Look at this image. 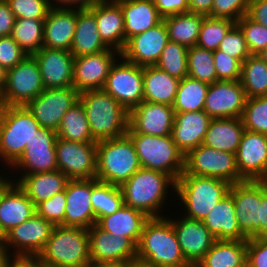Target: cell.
Wrapping results in <instances>:
<instances>
[{
  "instance_id": "6da1fadb",
  "label": "cell",
  "mask_w": 267,
  "mask_h": 267,
  "mask_svg": "<svg viewBox=\"0 0 267 267\" xmlns=\"http://www.w3.org/2000/svg\"><path fill=\"white\" fill-rule=\"evenodd\" d=\"M120 189L125 206L137 209L149 218L164 217L170 214L164 213V208L173 205H168V196L175 200L176 182L163 172L140 168Z\"/></svg>"
},
{
  "instance_id": "7a4b0ae2",
  "label": "cell",
  "mask_w": 267,
  "mask_h": 267,
  "mask_svg": "<svg viewBox=\"0 0 267 267\" xmlns=\"http://www.w3.org/2000/svg\"><path fill=\"white\" fill-rule=\"evenodd\" d=\"M136 260L154 267H188L171 221L166 217L149 218L137 245Z\"/></svg>"
},
{
  "instance_id": "3957f363",
  "label": "cell",
  "mask_w": 267,
  "mask_h": 267,
  "mask_svg": "<svg viewBox=\"0 0 267 267\" xmlns=\"http://www.w3.org/2000/svg\"><path fill=\"white\" fill-rule=\"evenodd\" d=\"M95 142L126 135L129 127V112L103 89L79 93Z\"/></svg>"
},
{
  "instance_id": "277c9868",
  "label": "cell",
  "mask_w": 267,
  "mask_h": 267,
  "mask_svg": "<svg viewBox=\"0 0 267 267\" xmlns=\"http://www.w3.org/2000/svg\"><path fill=\"white\" fill-rule=\"evenodd\" d=\"M230 186V183L221 179L184 171L176 181L175 198L179 204L175 206H181L179 210L182 211L178 212L184 217L203 221L215 204L229 193Z\"/></svg>"
},
{
  "instance_id": "5b68a950",
  "label": "cell",
  "mask_w": 267,
  "mask_h": 267,
  "mask_svg": "<svg viewBox=\"0 0 267 267\" xmlns=\"http://www.w3.org/2000/svg\"><path fill=\"white\" fill-rule=\"evenodd\" d=\"M37 259L47 267H89L88 229L55 226Z\"/></svg>"
},
{
  "instance_id": "8992f818",
  "label": "cell",
  "mask_w": 267,
  "mask_h": 267,
  "mask_svg": "<svg viewBox=\"0 0 267 267\" xmlns=\"http://www.w3.org/2000/svg\"><path fill=\"white\" fill-rule=\"evenodd\" d=\"M40 128L26 106H0V167L9 168Z\"/></svg>"
},
{
  "instance_id": "52a82bcc",
  "label": "cell",
  "mask_w": 267,
  "mask_h": 267,
  "mask_svg": "<svg viewBox=\"0 0 267 267\" xmlns=\"http://www.w3.org/2000/svg\"><path fill=\"white\" fill-rule=\"evenodd\" d=\"M96 146V179L101 182L121 186L141 168L134 143L127 134L99 141Z\"/></svg>"
},
{
  "instance_id": "ba28073f",
  "label": "cell",
  "mask_w": 267,
  "mask_h": 267,
  "mask_svg": "<svg viewBox=\"0 0 267 267\" xmlns=\"http://www.w3.org/2000/svg\"><path fill=\"white\" fill-rule=\"evenodd\" d=\"M126 134L134 143L141 168L160 171L175 182L178 180L184 172L185 156L174 143L172 135L136 133L130 126Z\"/></svg>"
},
{
  "instance_id": "9c48e42d",
  "label": "cell",
  "mask_w": 267,
  "mask_h": 267,
  "mask_svg": "<svg viewBox=\"0 0 267 267\" xmlns=\"http://www.w3.org/2000/svg\"><path fill=\"white\" fill-rule=\"evenodd\" d=\"M44 89L38 63L32 55H27L7 70L6 83L0 94L1 106H26Z\"/></svg>"
},
{
  "instance_id": "30bf717a",
  "label": "cell",
  "mask_w": 267,
  "mask_h": 267,
  "mask_svg": "<svg viewBox=\"0 0 267 267\" xmlns=\"http://www.w3.org/2000/svg\"><path fill=\"white\" fill-rule=\"evenodd\" d=\"M187 174L207 176L235 184L245 181L238 172L236 155L203 144L191 150L185 156Z\"/></svg>"
},
{
  "instance_id": "8fae6325",
  "label": "cell",
  "mask_w": 267,
  "mask_h": 267,
  "mask_svg": "<svg viewBox=\"0 0 267 267\" xmlns=\"http://www.w3.org/2000/svg\"><path fill=\"white\" fill-rule=\"evenodd\" d=\"M54 225L35 213L4 235L3 246L9 257L37 258L46 246Z\"/></svg>"
},
{
  "instance_id": "7c38bea8",
  "label": "cell",
  "mask_w": 267,
  "mask_h": 267,
  "mask_svg": "<svg viewBox=\"0 0 267 267\" xmlns=\"http://www.w3.org/2000/svg\"><path fill=\"white\" fill-rule=\"evenodd\" d=\"M57 138V131L40 127L30 145H26L22 155L8 168L12 171L11 175L25 176L58 170L55 148Z\"/></svg>"
},
{
  "instance_id": "4fadbf2b",
  "label": "cell",
  "mask_w": 267,
  "mask_h": 267,
  "mask_svg": "<svg viewBox=\"0 0 267 267\" xmlns=\"http://www.w3.org/2000/svg\"><path fill=\"white\" fill-rule=\"evenodd\" d=\"M103 90L130 112L143 101V66L119 56L110 69Z\"/></svg>"
},
{
  "instance_id": "5bb4252c",
  "label": "cell",
  "mask_w": 267,
  "mask_h": 267,
  "mask_svg": "<svg viewBox=\"0 0 267 267\" xmlns=\"http://www.w3.org/2000/svg\"><path fill=\"white\" fill-rule=\"evenodd\" d=\"M97 142H73L57 138V168L70 180L93 179L97 172Z\"/></svg>"
},
{
  "instance_id": "9a60e30c",
  "label": "cell",
  "mask_w": 267,
  "mask_h": 267,
  "mask_svg": "<svg viewBox=\"0 0 267 267\" xmlns=\"http://www.w3.org/2000/svg\"><path fill=\"white\" fill-rule=\"evenodd\" d=\"M79 92L73 87L47 88L27 105L40 127L59 129L64 114L78 101Z\"/></svg>"
},
{
  "instance_id": "2e32d148",
  "label": "cell",
  "mask_w": 267,
  "mask_h": 267,
  "mask_svg": "<svg viewBox=\"0 0 267 267\" xmlns=\"http://www.w3.org/2000/svg\"><path fill=\"white\" fill-rule=\"evenodd\" d=\"M235 216L241 232L247 238L260 237L261 181L245 180L230 186Z\"/></svg>"
},
{
  "instance_id": "e0dca14e",
  "label": "cell",
  "mask_w": 267,
  "mask_h": 267,
  "mask_svg": "<svg viewBox=\"0 0 267 267\" xmlns=\"http://www.w3.org/2000/svg\"><path fill=\"white\" fill-rule=\"evenodd\" d=\"M166 217L173 225L186 261L190 265H197L211 249L216 238L210 233L203 221L186 218L180 212L179 216L177 213L174 217L172 214L170 217L167 214Z\"/></svg>"
},
{
  "instance_id": "ac0fdd59",
  "label": "cell",
  "mask_w": 267,
  "mask_h": 267,
  "mask_svg": "<svg viewBox=\"0 0 267 267\" xmlns=\"http://www.w3.org/2000/svg\"><path fill=\"white\" fill-rule=\"evenodd\" d=\"M118 56H121V52L110 48L96 54L74 57L73 87L79 93L103 89Z\"/></svg>"
},
{
  "instance_id": "d6986e66",
  "label": "cell",
  "mask_w": 267,
  "mask_h": 267,
  "mask_svg": "<svg viewBox=\"0 0 267 267\" xmlns=\"http://www.w3.org/2000/svg\"><path fill=\"white\" fill-rule=\"evenodd\" d=\"M246 99L240 81H216L208 87L203 111L212 119L241 118Z\"/></svg>"
},
{
  "instance_id": "ffe728a7",
  "label": "cell",
  "mask_w": 267,
  "mask_h": 267,
  "mask_svg": "<svg viewBox=\"0 0 267 267\" xmlns=\"http://www.w3.org/2000/svg\"><path fill=\"white\" fill-rule=\"evenodd\" d=\"M235 155L244 180L267 181V134L245 130Z\"/></svg>"
},
{
  "instance_id": "44dd1931",
  "label": "cell",
  "mask_w": 267,
  "mask_h": 267,
  "mask_svg": "<svg viewBox=\"0 0 267 267\" xmlns=\"http://www.w3.org/2000/svg\"><path fill=\"white\" fill-rule=\"evenodd\" d=\"M168 42L167 27L162 21L155 27L130 37L121 56L138 66H154Z\"/></svg>"
},
{
  "instance_id": "7402d4cb",
  "label": "cell",
  "mask_w": 267,
  "mask_h": 267,
  "mask_svg": "<svg viewBox=\"0 0 267 267\" xmlns=\"http://www.w3.org/2000/svg\"><path fill=\"white\" fill-rule=\"evenodd\" d=\"M91 262H132L136 260L137 245L124 236L111 235L96 224L88 229Z\"/></svg>"
},
{
  "instance_id": "603a6c76",
  "label": "cell",
  "mask_w": 267,
  "mask_h": 267,
  "mask_svg": "<svg viewBox=\"0 0 267 267\" xmlns=\"http://www.w3.org/2000/svg\"><path fill=\"white\" fill-rule=\"evenodd\" d=\"M175 119L172 106L142 101L129 112V126L151 136H170Z\"/></svg>"
},
{
  "instance_id": "cb8c5ba5",
  "label": "cell",
  "mask_w": 267,
  "mask_h": 267,
  "mask_svg": "<svg viewBox=\"0 0 267 267\" xmlns=\"http://www.w3.org/2000/svg\"><path fill=\"white\" fill-rule=\"evenodd\" d=\"M32 56L38 63L45 89L73 86L74 56L70 51L42 47Z\"/></svg>"
},
{
  "instance_id": "d4e9b609",
  "label": "cell",
  "mask_w": 267,
  "mask_h": 267,
  "mask_svg": "<svg viewBox=\"0 0 267 267\" xmlns=\"http://www.w3.org/2000/svg\"><path fill=\"white\" fill-rule=\"evenodd\" d=\"M92 179L69 180L65 188L64 226L89 229L95 224L91 205Z\"/></svg>"
},
{
  "instance_id": "484cf974",
  "label": "cell",
  "mask_w": 267,
  "mask_h": 267,
  "mask_svg": "<svg viewBox=\"0 0 267 267\" xmlns=\"http://www.w3.org/2000/svg\"><path fill=\"white\" fill-rule=\"evenodd\" d=\"M87 8L95 15L103 42L121 52L126 45V38L120 5L115 0H94Z\"/></svg>"
},
{
  "instance_id": "4316f807",
  "label": "cell",
  "mask_w": 267,
  "mask_h": 267,
  "mask_svg": "<svg viewBox=\"0 0 267 267\" xmlns=\"http://www.w3.org/2000/svg\"><path fill=\"white\" fill-rule=\"evenodd\" d=\"M77 23V8L51 7L44 20L43 47L70 51Z\"/></svg>"
},
{
  "instance_id": "83f0119b",
  "label": "cell",
  "mask_w": 267,
  "mask_h": 267,
  "mask_svg": "<svg viewBox=\"0 0 267 267\" xmlns=\"http://www.w3.org/2000/svg\"><path fill=\"white\" fill-rule=\"evenodd\" d=\"M211 119L203 110L175 113L172 138L184 156L203 143Z\"/></svg>"
},
{
  "instance_id": "f1b7e54d",
  "label": "cell",
  "mask_w": 267,
  "mask_h": 267,
  "mask_svg": "<svg viewBox=\"0 0 267 267\" xmlns=\"http://www.w3.org/2000/svg\"><path fill=\"white\" fill-rule=\"evenodd\" d=\"M36 213V206L25 192L12 182L0 197V231H8L28 220Z\"/></svg>"
},
{
  "instance_id": "f546056e",
  "label": "cell",
  "mask_w": 267,
  "mask_h": 267,
  "mask_svg": "<svg viewBox=\"0 0 267 267\" xmlns=\"http://www.w3.org/2000/svg\"><path fill=\"white\" fill-rule=\"evenodd\" d=\"M233 196L228 193L208 213L204 225L216 240H247L235 216Z\"/></svg>"
},
{
  "instance_id": "4dcf8cb0",
  "label": "cell",
  "mask_w": 267,
  "mask_h": 267,
  "mask_svg": "<svg viewBox=\"0 0 267 267\" xmlns=\"http://www.w3.org/2000/svg\"><path fill=\"white\" fill-rule=\"evenodd\" d=\"M12 177L13 182L18 184L35 206L64 191L70 180L59 170Z\"/></svg>"
},
{
  "instance_id": "1f68e13d",
  "label": "cell",
  "mask_w": 267,
  "mask_h": 267,
  "mask_svg": "<svg viewBox=\"0 0 267 267\" xmlns=\"http://www.w3.org/2000/svg\"><path fill=\"white\" fill-rule=\"evenodd\" d=\"M121 7L127 40L163 21L152 0H115Z\"/></svg>"
},
{
  "instance_id": "d6a6232c",
  "label": "cell",
  "mask_w": 267,
  "mask_h": 267,
  "mask_svg": "<svg viewBox=\"0 0 267 267\" xmlns=\"http://www.w3.org/2000/svg\"><path fill=\"white\" fill-rule=\"evenodd\" d=\"M148 219L143 212L123 205L113 214L98 218L96 225L111 235L130 238L138 245L143 226Z\"/></svg>"
},
{
  "instance_id": "836d02e7",
  "label": "cell",
  "mask_w": 267,
  "mask_h": 267,
  "mask_svg": "<svg viewBox=\"0 0 267 267\" xmlns=\"http://www.w3.org/2000/svg\"><path fill=\"white\" fill-rule=\"evenodd\" d=\"M109 49L100 38L95 15L88 8H77V23L70 49L72 55L85 56Z\"/></svg>"
},
{
  "instance_id": "e575fe53",
  "label": "cell",
  "mask_w": 267,
  "mask_h": 267,
  "mask_svg": "<svg viewBox=\"0 0 267 267\" xmlns=\"http://www.w3.org/2000/svg\"><path fill=\"white\" fill-rule=\"evenodd\" d=\"M244 131L245 127L241 118L211 119L202 144L235 154Z\"/></svg>"
},
{
  "instance_id": "d590c367",
  "label": "cell",
  "mask_w": 267,
  "mask_h": 267,
  "mask_svg": "<svg viewBox=\"0 0 267 267\" xmlns=\"http://www.w3.org/2000/svg\"><path fill=\"white\" fill-rule=\"evenodd\" d=\"M179 79L154 66L143 67V101L174 104Z\"/></svg>"
},
{
  "instance_id": "8d00e7d4",
  "label": "cell",
  "mask_w": 267,
  "mask_h": 267,
  "mask_svg": "<svg viewBox=\"0 0 267 267\" xmlns=\"http://www.w3.org/2000/svg\"><path fill=\"white\" fill-rule=\"evenodd\" d=\"M246 240H216L198 267H246Z\"/></svg>"
},
{
  "instance_id": "74e56055",
  "label": "cell",
  "mask_w": 267,
  "mask_h": 267,
  "mask_svg": "<svg viewBox=\"0 0 267 267\" xmlns=\"http://www.w3.org/2000/svg\"><path fill=\"white\" fill-rule=\"evenodd\" d=\"M204 17V15L190 12L164 17L169 41L188 48L196 46Z\"/></svg>"
},
{
  "instance_id": "f35d334b",
  "label": "cell",
  "mask_w": 267,
  "mask_h": 267,
  "mask_svg": "<svg viewBox=\"0 0 267 267\" xmlns=\"http://www.w3.org/2000/svg\"><path fill=\"white\" fill-rule=\"evenodd\" d=\"M57 136L62 140L73 142H95L92 138L86 111L79 100L64 114L57 130Z\"/></svg>"
},
{
  "instance_id": "ab89813d",
  "label": "cell",
  "mask_w": 267,
  "mask_h": 267,
  "mask_svg": "<svg viewBox=\"0 0 267 267\" xmlns=\"http://www.w3.org/2000/svg\"><path fill=\"white\" fill-rule=\"evenodd\" d=\"M240 83L247 98L267 96V63L251 54L241 65Z\"/></svg>"
},
{
  "instance_id": "60d3db41",
  "label": "cell",
  "mask_w": 267,
  "mask_h": 267,
  "mask_svg": "<svg viewBox=\"0 0 267 267\" xmlns=\"http://www.w3.org/2000/svg\"><path fill=\"white\" fill-rule=\"evenodd\" d=\"M208 87L209 84L188 76L181 79L172 105L175 113L204 110Z\"/></svg>"
},
{
  "instance_id": "b9f144b4",
  "label": "cell",
  "mask_w": 267,
  "mask_h": 267,
  "mask_svg": "<svg viewBox=\"0 0 267 267\" xmlns=\"http://www.w3.org/2000/svg\"><path fill=\"white\" fill-rule=\"evenodd\" d=\"M91 205L95 213V224L98 218L113 214L124 205L120 186L92 179Z\"/></svg>"
},
{
  "instance_id": "7bdbcfd3",
  "label": "cell",
  "mask_w": 267,
  "mask_h": 267,
  "mask_svg": "<svg viewBox=\"0 0 267 267\" xmlns=\"http://www.w3.org/2000/svg\"><path fill=\"white\" fill-rule=\"evenodd\" d=\"M44 20L16 18L11 37L27 55H33L43 47Z\"/></svg>"
},
{
  "instance_id": "ee69618b",
  "label": "cell",
  "mask_w": 267,
  "mask_h": 267,
  "mask_svg": "<svg viewBox=\"0 0 267 267\" xmlns=\"http://www.w3.org/2000/svg\"><path fill=\"white\" fill-rule=\"evenodd\" d=\"M188 77L212 84L217 80L213 51L193 46L187 53Z\"/></svg>"
},
{
  "instance_id": "f6af8a7d",
  "label": "cell",
  "mask_w": 267,
  "mask_h": 267,
  "mask_svg": "<svg viewBox=\"0 0 267 267\" xmlns=\"http://www.w3.org/2000/svg\"><path fill=\"white\" fill-rule=\"evenodd\" d=\"M188 47L169 41L155 66L179 80L188 76Z\"/></svg>"
},
{
  "instance_id": "bcb514c9",
  "label": "cell",
  "mask_w": 267,
  "mask_h": 267,
  "mask_svg": "<svg viewBox=\"0 0 267 267\" xmlns=\"http://www.w3.org/2000/svg\"><path fill=\"white\" fill-rule=\"evenodd\" d=\"M236 22L225 18H214L205 16L200 27L196 46L215 51L220 42Z\"/></svg>"
},
{
  "instance_id": "7dc6e473",
  "label": "cell",
  "mask_w": 267,
  "mask_h": 267,
  "mask_svg": "<svg viewBox=\"0 0 267 267\" xmlns=\"http://www.w3.org/2000/svg\"><path fill=\"white\" fill-rule=\"evenodd\" d=\"M241 121L245 130L267 134V96L247 98Z\"/></svg>"
},
{
  "instance_id": "c3c4849f",
  "label": "cell",
  "mask_w": 267,
  "mask_h": 267,
  "mask_svg": "<svg viewBox=\"0 0 267 267\" xmlns=\"http://www.w3.org/2000/svg\"><path fill=\"white\" fill-rule=\"evenodd\" d=\"M236 24L243 31L251 54H258L267 47V27L256 23L247 15L241 17Z\"/></svg>"
},
{
  "instance_id": "681fc988",
  "label": "cell",
  "mask_w": 267,
  "mask_h": 267,
  "mask_svg": "<svg viewBox=\"0 0 267 267\" xmlns=\"http://www.w3.org/2000/svg\"><path fill=\"white\" fill-rule=\"evenodd\" d=\"M15 18L45 20L52 5L50 0H6Z\"/></svg>"
},
{
  "instance_id": "f907efd6",
  "label": "cell",
  "mask_w": 267,
  "mask_h": 267,
  "mask_svg": "<svg viewBox=\"0 0 267 267\" xmlns=\"http://www.w3.org/2000/svg\"><path fill=\"white\" fill-rule=\"evenodd\" d=\"M218 50L238 59L241 63L251 55L243 31L237 24L227 32Z\"/></svg>"
},
{
  "instance_id": "816d5d0a",
  "label": "cell",
  "mask_w": 267,
  "mask_h": 267,
  "mask_svg": "<svg viewBox=\"0 0 267 267\" xmlns=\"http://www.w3.org/2000/svg\"><path fill=\"white\" fill-rule=\"evenodd\" d=\"M65 207L66 197L64 190L39 203L36 206V213L54 226H64Z\"/></svg>"
},
{
  "instance_id": "f5cc1de1",
  "label": "cell",
  "mask_w": 267,
  "mask_h": 267,
  "mask_svg": "<svg viewBox=\"0 0 267 267\" xmlns=\"http://www.w3.org/2000/svg\"><path fill=\"white\" fill-rule=\"evenodd\" d=\"M213 59L218 81H239L242 63L230 55L220 51H213Z\"/></svg>"
},
{
  "instance_id": "db71d44e",
  "label": "cell",
  "mask_w": 267,
  "mask_h": 267,
  "mask_svg": "<svg viewBox=\"0 0 267 267\" xmlns=\"http://www.w3.org/2000/svg\"><path fill=\"white\" fill-rule=\"evenodd\" d=\"M250 1L251 0H214L211 17L225 18L237 22L241 17L247 15Z\"/></svg>"
},
{
  "instance_id": "11a10c76",
  "label": "cell",
  "mask_w": 267,
  "mask_h": 267,
  "mask_svg": "<svg viewBox=\"0 0 267 267\" xmlns=\"http://www.w3.org/2000/svg\"><path fill=\"white\" fill-rule=\"evenodd\" d=\"M27 54L19 44L11 37H0V65L9 70L20 63Z\"/></svg>"
},
{
  "instance_id": "9f6ffc18",
  "label": "cell",
  "mask_w": 267,
  "mask_h": 267,
  "mask_svg": "<svg viewBox=\"0 0 267 267\" xmlns=\"http://www.w3.org/2000/svg\"><path fill=\"white\" fill-rule=\"evenodd\" d=\"M246 267H267V237L246 240Z\"/></svg>"
},
{
  "instance_id": "6f0895ef",
  "label": "cell",
  "mask_w": 267,
  "mask_h": 267,
  "mask_svg": "<svg viewBox=\"0 0 267 267\" xmlns=\"http://www.w3.org/2000/svg\"><path fill=\"white\" fill-rule=\"evenodd\" d=\"M152 2L163 18L189 12L188 0H152Z\"/></svg>"
},
{
  "instance_id": "680465c9",
  "label": "cell",
  "mask_w": 267,
  "mask_h": 267,
  "mask_svg": "<svg viewBox=\"0 0 267 267\" xmlns=\"http://www.w3.org/2000/svg\"><path fill=\"white\" fill-rule=\"evenodd\" d=\"M15 19L6 0H0V37L11 36Z\"/></svg>"
},
{
  "instance_id": "91938a15",
  "label": "cell",
  "mask_w": 267,
  "mask_h": 267,
  "mask_svg": "<svg viewBox=\"0 0 267 267\" xmlns=\"http://www.w3.org/2000/svg\"><path fill=\"white\" fill-rule=\"evenodd\" d=\"M247 16L256 23L267 27V0H251Z\"/></svg>"
},
{
  "instance_id": "94428289",
  "label": "cell",
  "mask_w": 267,
  "mask_h": 267,
  "mask_svg": "<svg viewBox=\"0 0 267 267\" xmlns=\"http://www.w3.org/2000/svg\"><path fill=\"white\" fill-rule=\"evenodd\" d=\"M260 237H267V181H261Z\"/></svg>"
},
{
  "instance_id": "6125c7cd",
  "label": "cell",
  "mask_w": 267,
  "mask_h": 267,
  "mask_svg": "<svg viewBox=\"0 0 267 267\" xmlns=\"http://www.w3.org/2000/svg\"><path fill=\"white\" fill-rule=\"evenodd\" d=\"M189 12L211 17L214 0H188Z\"/></svg>"
},
{
  "instance_id": "be15d7a7",
  "label": "cell",
  "mask_w": 267,
  "mask_h": 267,
  "mask_svg": "<svg viewBox=\"0 0 267 267\" xmlns=\"http://www.w3.org/2000/svg\"><path fill=\"white\" fill-rule=\"evenodd\" d=\"M5 267H47L37 258L28 257H10Z\"/></svg>"
},
{
  "instance_id": "e7e4bbea",
  "label": "cell",
  "mask_w": 267,
  "mask_h": 267,
  "mask_svg": "<svg viewBox=\"0 0 267 267\" xmlns=\"http://www.w3.org/2000/svg\"><path fill=\"white\" fill-rule=\"evenodd\" d=\"M94 0H50L53 7L87 8Z\"/></svg>"
},
{
  "instance_id": "03108f58",
  "label": "cell",
  "mask_w": 267,
  "mask_h": 267,
  "mask_svg": "<svg viewBox=\"0 0 267 267\" xmlns=\"http://www.w3.org/2000/svg\"><path fill=\"white\" fill-rule=\"evenodd\" d=\"M4 170H0V197L2 193L6 190V188L13 182V177L11 174V171L8 168H5L3 165ZM1 169V168H0ZM5 170H8V173L5 174ZM10 176H8V175Z\"/></svg>"
},
{
  "instance_id": "003e7915",
  "label": "cell",
  "mask_w": 267,
  "mask_h": 267,
  "mask_svg": "<svg viewBox=\"0 0 267 267\" xmlns=\"http://www.w3.org/2000/svg\"><path fill=\"white\" fill-rule=\"evenodd\" d=\"M129 262H91L89 267H128Z\"/></svg>"
},
{
  "instance_id": "a7ac6f4b",
  "label": "cell",
  "mask_w": 267,
  "mask_h": 267,
  "mask_svg": "<svg viewBox=\"0 0 267 267\" xmlns=\"http://www.w3.org/2000/svg\"><path fill=\"white\" fill-rule=\"evenodd\" d=\"M9 255L2 243H0V267H5L6 262L9 259Z\"/></svg>"
},
{
  "instance_id": "89a4df30",
  "label": "cell",
  "mask_w": 267,
  "mask_h": 267,
  "mask_svg": "<svg viewBox=\"0 0 267 267\" xmlns=\"http://www.w3.org/2000/svg\"><path fill=\"white\" fill-rule=\"evenodd\" d=\"M6 75H7V70H5L1 65H0V94L5 86L6 83Z\"/></svg>"
},
{
  "instance_id": "2644e50d",
  "label": "cell",
  "mask_w": 267,
  "mask_h": 267,
  "mask_svg": "<svg viewBox=\"0 0 267 267\" xmlns=\"http://www.w3.org/2000/svg\"><path fill=\"white\" fill-rule=\"evenodd\" d=\"M128 267H154V266H149V265H146L143 262L135 260V261L129 262V266Z\"/></svg>"
},
{
  "instance_id": "8c879c8a",
  "label": "cell",
  "mask_w": 267,
  "mask_h": 267,
  "mask_svg": "<svg viewBox=\"0 0 267 267\" xmlns=\"http://www.w3.org/2000/svg\"><path fill=\"white\" fill-rule=\"evenodd\" d=\"M258 56L267 63V47L260 51Z\"/></svg>"
},
{
  "instance_id": "753ad0ef",
  "label": "cell",
  "mask_w": 267,
  "mask_h": 267,
  "mask_svg": "<svg viewBox=\"0 0 267 267\" xmlns=\"http://www.w3.org/2000/svg\"><path fill=\"white\" fill-rule=\"evenodd\" d=\"M3 239H4V236L2 235V233L0 231V243H3Z\"/></svg>"
},
{
  "instance_id": "34e18365",
  "label": "cell",
  "mask_w": 267,
  "mask_h": 267,
  "mask_svg": "<svg viewBox=\"0 0 267 267\" xmlns=\"http://www.w3.org/2000/svg\"><path fill=\"white\" fill-rule=\"evenodd\" d=\"M188 267H198L197 265H190V266H188Z\"/></svg>"
}]
</instances>
